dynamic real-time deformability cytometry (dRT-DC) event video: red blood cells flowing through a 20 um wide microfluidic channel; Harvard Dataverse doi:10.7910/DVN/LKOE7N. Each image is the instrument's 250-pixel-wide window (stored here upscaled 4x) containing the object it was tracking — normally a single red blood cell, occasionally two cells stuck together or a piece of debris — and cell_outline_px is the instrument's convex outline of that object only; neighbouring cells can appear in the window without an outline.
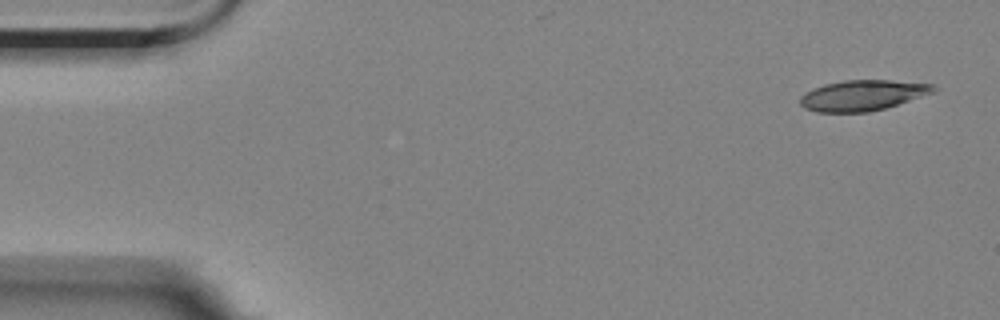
{"species": "Egyptian fruit bat (a non-hibernating species)", "species_latin": "Rousettus aegyptiacus", "temperature_condition": "room temperature", "stored_images_in_passage": 8, "camera_frame_rate_fps": 3000, "um_per_image_px": 0.085, "animal": {"sex": "female"}, "frame": {"image": 1, "passage_image": 1, "time_ms": 0.0, "image_size_px": [1000, 320], "cell_outline_px": [[940, 88], [936, 92], [884, 108], [868, 112], [816, 112], [804, 108], [800, 104], [800, 96], [824, 84], [844, 80], [888, 80], [932, 84]], "centroid_in_image_um": [73.35, 8.1], "position_along_channel_um": 11.6, "area_um2": 23.64}}
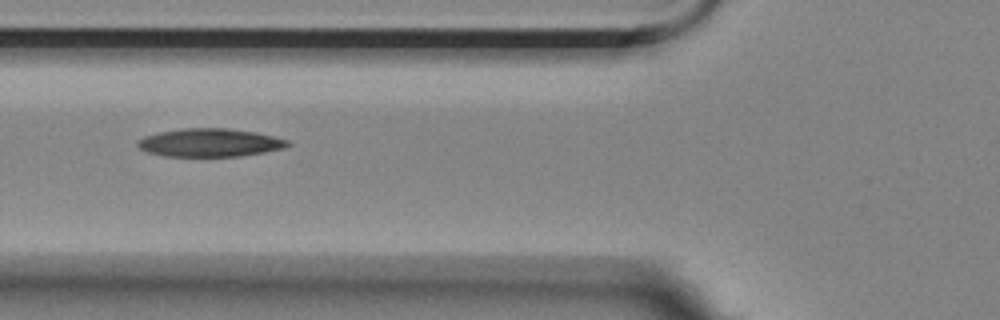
{"frame": {"image": 2, "passage_image": 6, "time_ms": 6.0, "image_size_px": [1000, 320], "cell_outline_px": [[292, 144], [284, 148], [264, 152], [240, 156], [164, 156], [148, 152], [140, 148], [136, 144], [136, 140], [144, 136], [160, 132], [184, 128], [228, 128], [256, 132], [288, 140]], "centroid_in_image_um": [17.83, 12.12], "position_along_channel_um": 108.0, "area_um2": 24.62}}
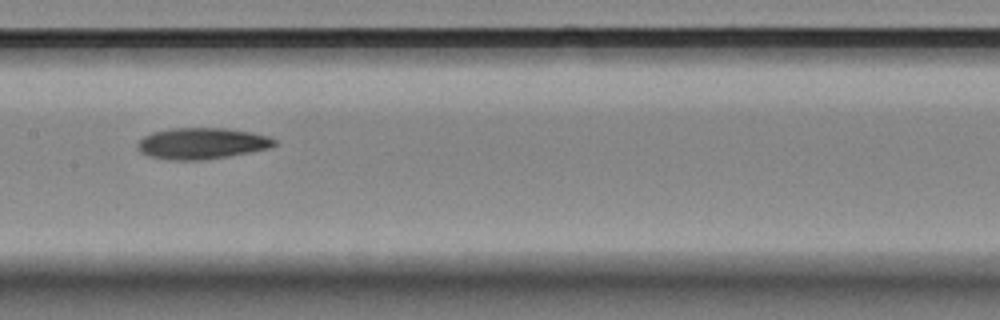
{"frame": {"image": 3, "passage_image": 8, "time_ms": 8.333, "image_size_px": [1000, 320], "cell_outline_px": [[276, 144], [268, 148], [228, 156], [200, 160], [168, 160], [148, 156], [140, 152], [136, 148], [136, 144], [144, 136], [152, 132], [172, 128], [228, 128], [252, 132], [268, 136], [276, 140]], "centroid_in_image_um": [17.11, 12.18], "position_along_channel_um": 190.3, "area_um2": 24.97}}